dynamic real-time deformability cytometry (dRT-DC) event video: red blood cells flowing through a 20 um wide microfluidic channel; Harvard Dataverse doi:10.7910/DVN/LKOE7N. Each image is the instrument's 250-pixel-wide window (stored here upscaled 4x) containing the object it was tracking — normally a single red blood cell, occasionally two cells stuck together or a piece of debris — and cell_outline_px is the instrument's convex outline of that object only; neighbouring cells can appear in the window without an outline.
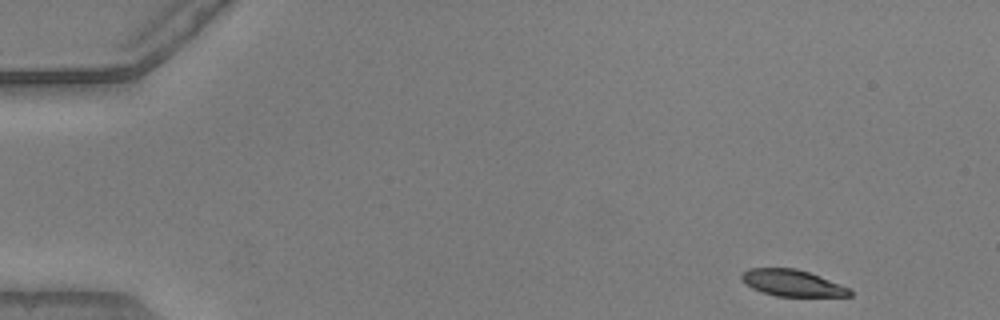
{"species": "common noctule bat (a hibernating species)", "species_latin": "Nyctalus noctula", "temperature_condition": "warm", "stored_images_in_passage": 49, "camera_frame_rate_fps": 3000, "um_per_image_px": 0.085, "animal": {"sex": "male", "body_mass_g": 20.5, "forearm_length_mm": 52.5}, "frame": {"image": 1, "passage_image": 1, "time_ms": 0.0, "image_size_px": [1000, 320], "cell_outline_px": [[852, 296], [776, 296], [752, 288], [744, 284], [740, 280], [740, 276], [748, 268], [796, 268], [820, 276], [852, 288]], "centroid_in_image_um": [67.35, 24.05], "position_along_channel_um": 17.6, "area_um2": 16.82}}
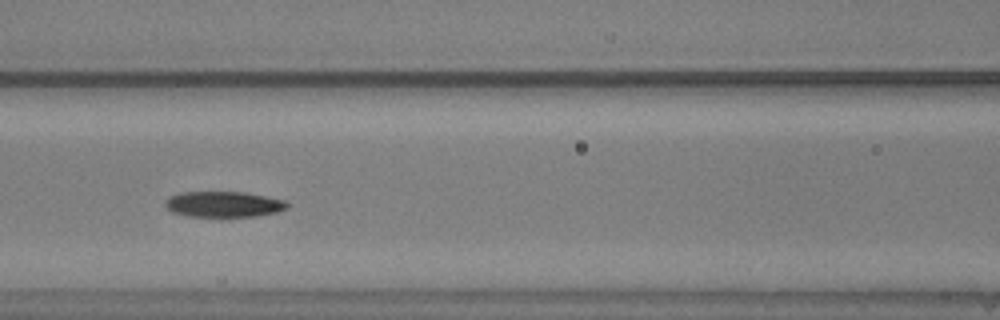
{"frame": {"image": 2, "passage_image": 20, "time_ms": 6.333, "image_size_px": [1000, 320], "cell_outline_px": [[288, 208], [276, 212], [256, 216], [188, 216], [172, 212], [164, 204], [172, 196], [180, 192], [244, 192], [268, 196], [284, 200], [288, 204]], "centroid_in_image_um": [19.05, 17.35], "position_along_channel_um": 147.6, "area_um2": 18.09}}
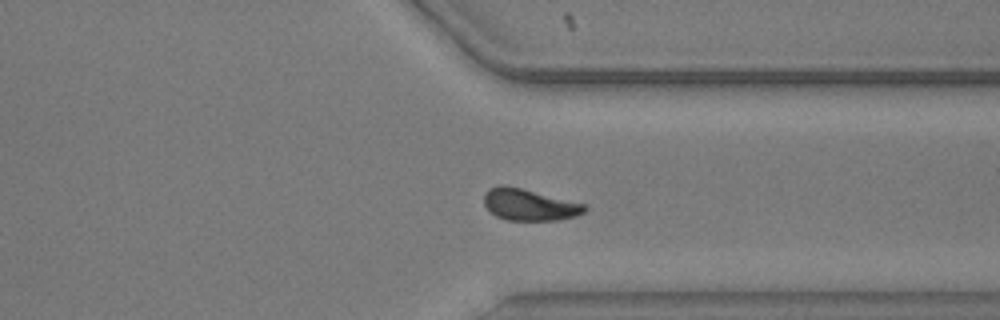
{"frame": {"image": 3, "passage_image": 37, "time_ms": 12.0, "image_size_px": [1000, 320], "cell_outline_px": [[588, 208], [584, 212], [576, 216], [556, 220], [508, 220], [496, 216], [484, 204], [484, 192], [488, 188], [500, 184], [504, 184], [584, 204]], "centroid_in_image_um": [44.95, 17.39], "position_along_channel_um": 366.4, "area_um2": 18.32}, "authors_computed_cell_mechanics": {"area_um2": 18.5538, "velocity_mm_per_s": 3.8714, "shape_relaxation_time_tau1_ms": 3.3942, "shape_relaxation_time_tau2_ms": 4.3377, "deformation_change_tau1": 0.1448, "deformation_change_tau2": 0.1045}}